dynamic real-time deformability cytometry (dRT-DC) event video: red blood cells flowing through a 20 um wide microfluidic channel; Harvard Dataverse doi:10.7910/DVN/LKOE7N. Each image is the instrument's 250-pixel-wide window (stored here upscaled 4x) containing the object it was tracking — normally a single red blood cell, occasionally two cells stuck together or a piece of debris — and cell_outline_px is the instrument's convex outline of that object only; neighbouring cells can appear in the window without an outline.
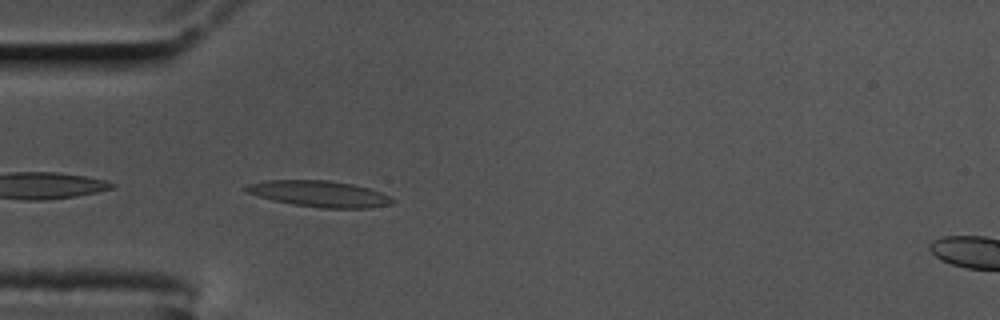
{"species": "common noctule bat (a hibernating species)", "species_latin": "Nyctalus noctula", "temperature_condition": "cold", "stored_images_in_passage": 43, "camera_frame_rate_fps": 3000, "um_per_image_px": 0.085, "animal": {"sex": "male", "body_mass_g": 17.5, "forearm_length_mm": 52.3}, "frame": {"image": 1, "passage_image": 2, "time_ms": 0.333, "image_size_px": [1000, 320], "cell_outline_px": [[396, 200], [392, 204], [368, 208], [320, 208], [292, 204], [272, 200], [244, 192], [240, 188], [248, 184], [264, 180], [328, 180], [352, 184], [368, 188], [380, 192]], "centroid_in_image_um": [27.08, 16.47], "position_along_channel_um": 57.9, "area_um2": 22.48}}
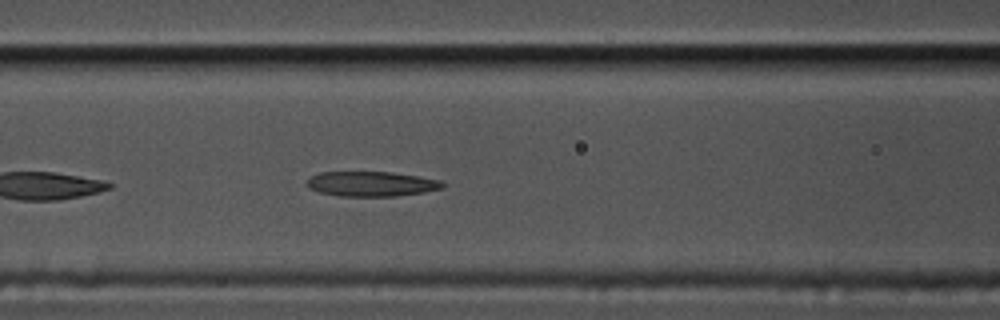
{"frame": {"image": 2, "passage_image": 9, "time_ms": 2.667, "image_size_px": [1000, 320], "cell_outline_px": [[444, 188], [424, 192], [396, 196], [340, 196], [320, 192], [308, 188], [308, 180], [312, 176], [320, 172], [392, 172], [420, 176], [440, 180], [444, 184]], "centroid_in_image_um": [31.6, 15.63], "position_along_channel_um": 135.0, "area_um2": 19.65}}
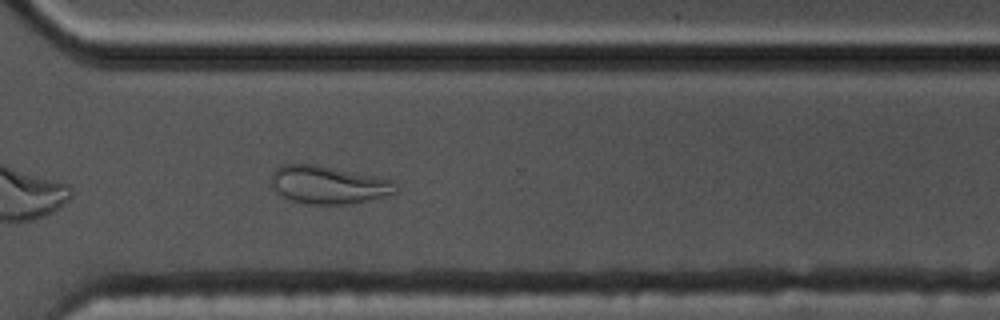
{"frame": {"image": 3, "passage_image": 27, "time_ms": 8.667, "image_size_px": [1000, 320], "cell_outline_px": [[400, 188], [396, 192], [384, 196], [368, 200], [348, 204], [308, 204], [292, 200], [284, 196], [272, 184], [272, 172], [280, 164], [316, 164], [376, 176], [392, 180]], "centroid_in_image_um": [27.95, 15.69], "position_along_channel_um": 342.7, "area_um2": 27.34}, "authors_computed_cell_mechanics": {"area_um2": 21.386, "velocity_mm_per_s": 3.4661, "shape_relaxation_time_tau1_ms": null, "shape_relaxation_time_tau2_ms": 2.5895, "deformation_change_tau1": null, "deformation_change_tau2": 0.097}}